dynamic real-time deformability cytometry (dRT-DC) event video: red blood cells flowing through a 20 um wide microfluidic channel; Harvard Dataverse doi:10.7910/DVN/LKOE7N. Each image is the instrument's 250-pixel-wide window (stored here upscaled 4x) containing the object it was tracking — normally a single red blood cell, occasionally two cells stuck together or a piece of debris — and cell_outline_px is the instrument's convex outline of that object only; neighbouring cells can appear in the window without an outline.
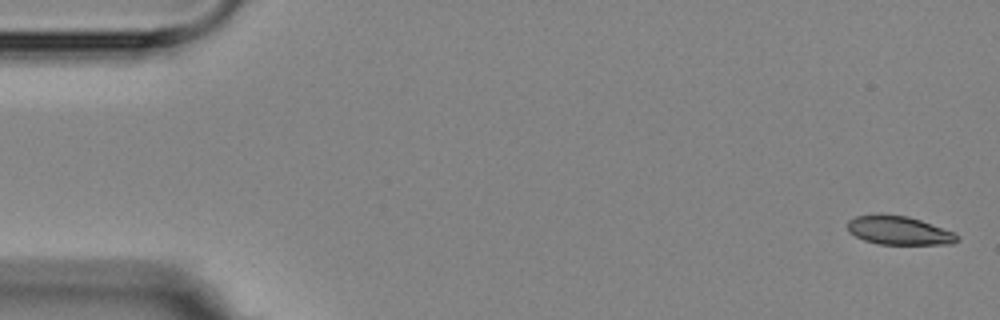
{"species": "Egyptian fruit bat (a non-hibernating species)", "species_latin": "Rousettus aegyptiacus", "temperature_condition": "room temperature", "stored_images_in_passage": 4, "camera_frame_rate_fps": 3000, "um_per_image_px": 0.085, "animal": {"sex": "female"}, "frame": {"image": 1, "passage_image": 1, "time_ms": 0.0, "image_size_px": [1000, 320], "cell_outline_px": [[960, 240], [952, 244], [880, 244], [864, 240], [848, 232], [848, 220], [856, 216], [880, 212], [908, 216], [920, 220], [952, 232], [960, 236]], "centroid_in_image_um": [76.38, 19.57], "position_along_channel_um": 8.6, "area_um2": 18.5}}